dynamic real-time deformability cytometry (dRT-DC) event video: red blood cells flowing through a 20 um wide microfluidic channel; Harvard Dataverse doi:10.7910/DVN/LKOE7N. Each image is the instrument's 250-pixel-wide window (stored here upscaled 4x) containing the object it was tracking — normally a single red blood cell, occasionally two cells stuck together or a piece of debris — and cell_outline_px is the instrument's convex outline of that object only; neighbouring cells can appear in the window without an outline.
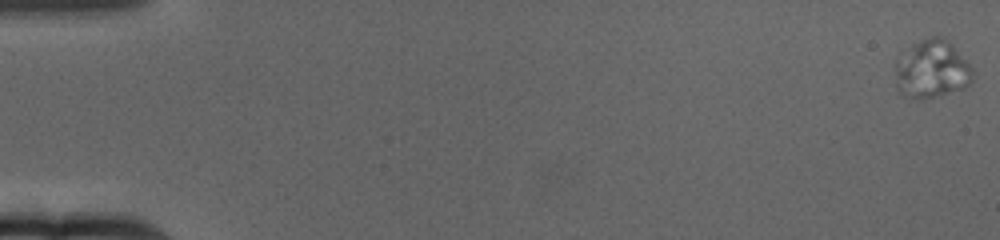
{"species": "human", "species_latin": "Homo sapiens", "temperature_condition": "cold", "stored_images_in_passage": 68, "camera_frame_rate_fps": 3000, "um_per_image_px": 0.085, "donor": {"sex": "female"}, "frame": {"image": 1, "passage_image": 1, "time_ms": 0.0, "image_size_px": [1000, 240], "cell_outline_px": [[976, 72], [972, 80], [964, 88], [924, 100], [912, 100], [900, 96], [896, 88], [896, 56], [900, 52], [912, 44], [928, 36], [944, 36], [952, 44]], "centroid_in_image_um": [79.16, 5.9], "position_along_channel_um": 5.8, "area_um2": 27.17}}
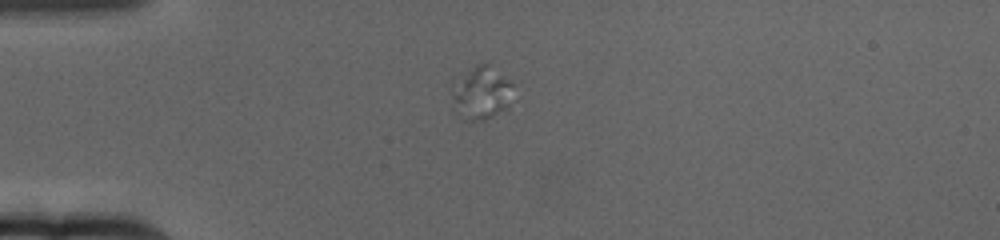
{"frame": {"image": 2, "passage_image": 19, "time_ms": 6.0, "image_size_px": [1000, 240], "cell_outline_px": [[512, 84], [508, 108], [492, 116], [480, 120], [460, 120], [452, 108], [448, 84], [452, 76], [476, 64], [488, 60], [512, 80]], "centroid_in_image_um": [40.78, 7.81], "position_along_channel_um": 44.2, "area_um2": 20.69}}